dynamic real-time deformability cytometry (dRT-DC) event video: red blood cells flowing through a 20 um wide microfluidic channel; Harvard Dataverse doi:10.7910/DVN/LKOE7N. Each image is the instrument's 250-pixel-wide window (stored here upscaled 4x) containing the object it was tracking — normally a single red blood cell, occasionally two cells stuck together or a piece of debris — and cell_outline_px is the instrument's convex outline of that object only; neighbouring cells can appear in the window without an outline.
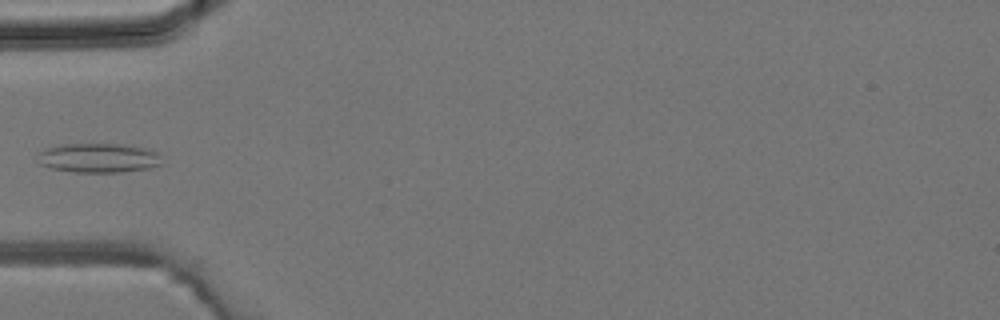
{"species": "common noctule bat (a hibernating species)", "species_latin": "Nyctalus noctula", "temperature_condition": "room temperature", "stored_images_in_passage": 5, "camera_frame_rate_fps": 3000, "um_per_image_px": 0.085, "animal": {"sex": "male", "body_mass_g": 19.2, "forearm_length_mm": 51.8}, "frame": {"image": 1, "passage_image": 5, "time_ms": 4.667, "image_size_px": [1000, 320], "cell_outline_px": [[160, 164], [148, 168], [120, 172], [76, 172], [52, 168], [40, 164], [36, 156], [36, 152], [44, 148], [60, 144], [124, 144], [144, 148], [156, 152]], "centroid_in_image_um": [8.27, 13.41], "position_along_channel_um": 76.7, "area_um2": 21.15}}